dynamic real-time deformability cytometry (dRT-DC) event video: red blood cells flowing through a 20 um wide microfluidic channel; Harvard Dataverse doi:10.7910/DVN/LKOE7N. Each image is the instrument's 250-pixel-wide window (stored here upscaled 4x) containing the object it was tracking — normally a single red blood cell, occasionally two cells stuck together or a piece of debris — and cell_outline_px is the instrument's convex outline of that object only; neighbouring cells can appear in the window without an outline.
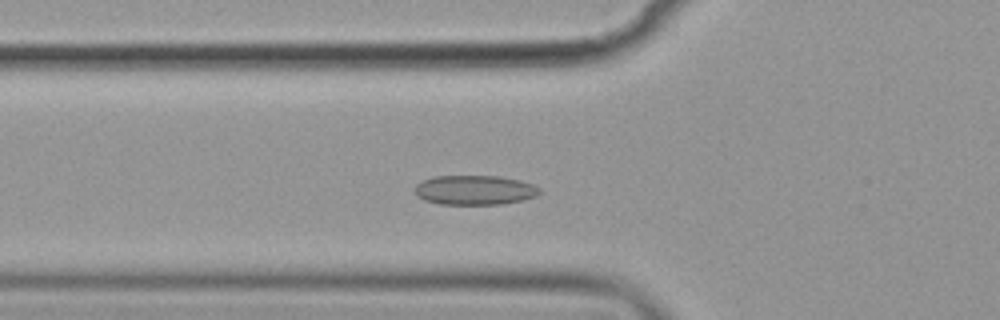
{"species": "common noctule bat (a hibernating species)", "species_latin": "Nyctalus noctula", "temperature_condition": "cold", "stored_images_in_passage": 49, "camera_frame_rate_fps": 3000, "um_per_image_px": 0.085, "animal": {"sex": "female", "body_mass_g": 19.9}, "frame": {"image": 1, "passage_image": 12, "time_ms": 3.667, "image_size_px": [1000, 320], "cell_outline_px": [[540, 192], [536, 196], [524, 200], [504, 204], [440, 204], [424, 200], [416, 196], [416, 184], [424, 180], [436, 176], [500, 176], [520, 180], [532, 184], [540, 188]], "centroid_in_image_um": [40.37, 16.16], "position_along_channel_um": 85.4, "area_um2": 21.5}}
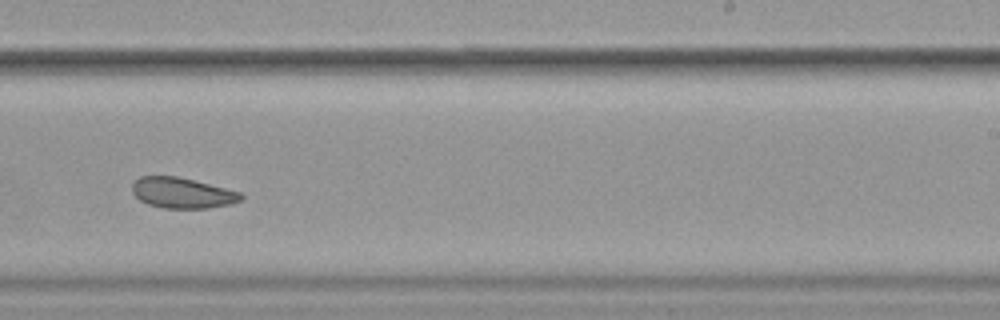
{"frame": {"image": 2, "passage_image": 28, "time_ms": 9.0, "image_size_px": [1000, 320], "cell_outline_px": [[244, 196], [240, 200], [232, 204], [208, 208], [164, 208], [148, 204], [140, 200], [132, 192], [132, 184], [140, 176], [176, 176], [240, 192]], "centroid_in_image_um": [15.47, 16.4], "position_along_channel_um": 273.5, "area_um2": 19.19}}
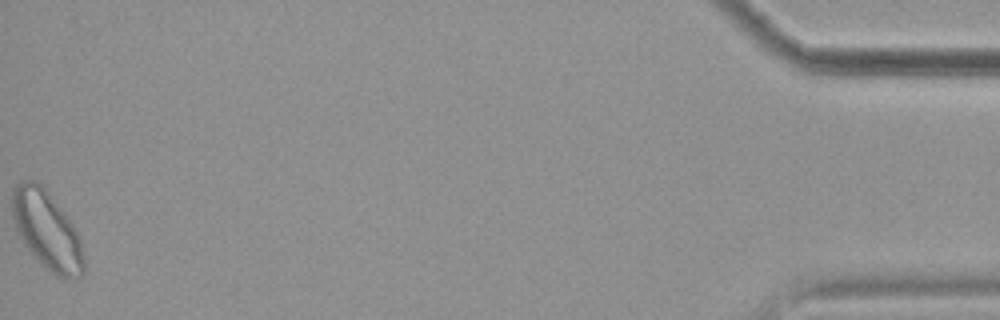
{"frame": {"image": 3, "passage_image": 49, "time_ms": 16.0, "image_size_px": [1000, 320], "cell_outline_px": [[84, 272], [80, 276], [56, 276], [24, 244], [16, 228], [12, 216], [12, 188], [16, 184], [24, 180], [36, 180], [44, 188], [72, 224], [80, 236], [84, 252]], "centroid_in_image_um": [3.98, 19.53], "position_along_channel_um": 431.2, "area_um2": 31.79}, "authors_computed_cell_mechanics": {"area_um2": 21.386, "velocity_mm_per_s": 3.5295, "shape_relaxation_time_tau1_ms": null, "shape_relaxation_time_tau2_ms": 5.4435, "deformation_change_tau1": null, "deformation_change_tau2": 0.0592}}